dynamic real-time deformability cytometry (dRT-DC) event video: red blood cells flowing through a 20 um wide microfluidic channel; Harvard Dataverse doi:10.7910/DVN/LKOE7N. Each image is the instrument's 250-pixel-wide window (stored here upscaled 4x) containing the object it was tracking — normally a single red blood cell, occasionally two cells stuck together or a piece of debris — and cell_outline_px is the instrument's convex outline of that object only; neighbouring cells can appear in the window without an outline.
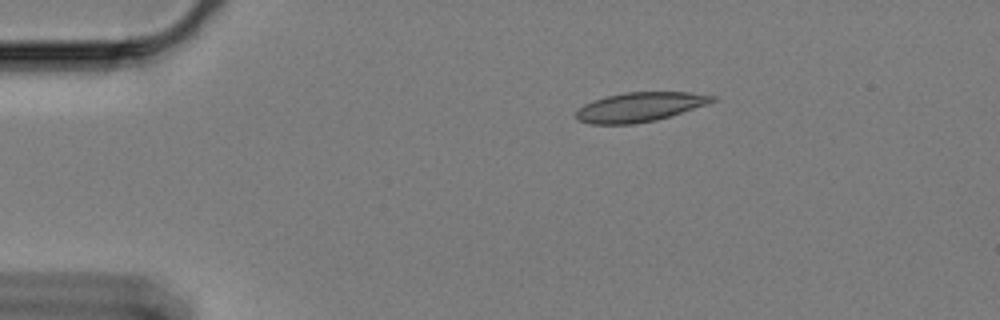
{"species": "Egyptian fruit bat (a non-hibernating species)", "species_latin": "Rousettus aegyptiacus", "temperature_condition": "cold", "stored_images_in_passage": 50, "camera_frame_rate_fps": 3000, "um_per_image_px": 0.085, "animal": {"sex": "female"}, "frame": {"image": 1, "passage_image": 1, "time_ms": 0.0, "image_size_px": [1000, 320], "cell_outline_px": [[716, 100], [708, 104], [656, 120], [632, 124], [588, 124], [580, 120], [576, 116], [576, 112], [584, 104], [592, 100], [604, 96], [624, 92], [688, 92], [716, 96]], "centroid_in_image_um": [54.37, 9.08], "position_along_channel_um": 30.6, "area_um2": 23.24}}
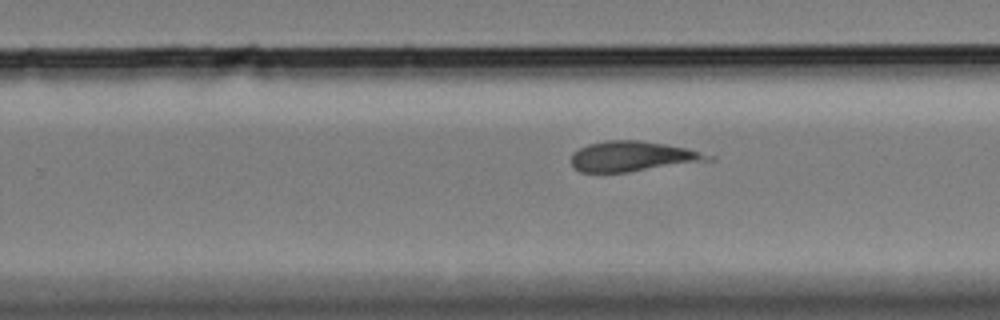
{"frame": {"image": 2, "passage_image": 28, "time_ms": 9.0, "image_size_px": [1000, 320], "cell_outline_px": [[716, 160], [628, 172], [580, 172], [572, 168], [572, 152], [588, 144], [608, 140], [640, 140], [688, 148], [716, 156]], "centroid_in_image_um": [53.82, 13.29], "position_along_channel_um": 276.0, "area_um2": 24.33}}
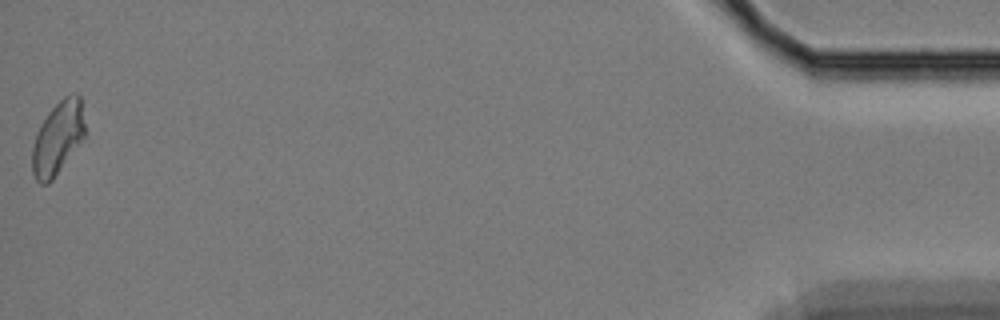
{"frame": {"image": 3, "passage_image": 50, "time_ms": 16.333, "image_size_px": [1000, 320], "cell_outline_px": [[84, 136], [52, 180], [48, 184], [40, 184], [36, 180], [32, 172], [32, 148], [36, 136], [48, 112], [64, 96], [76, 92], [80, 96], [84, 124]], "centroid_in_image_um": [4.89, 11.73], "position_along_channel_um": 430.3, "area_um2": 21.85}, "authors_computed_cell_mechanics": {"area_um2": 24.0737, "velocity_mm_per_s": 3.3282, "shape_relaxation_time_tau1_ms": null, "shape_relaxation_time_tau2_ms": 3.8006, "deformation_change_tau1": null, "deformation_change_tau2": 0.1199}}